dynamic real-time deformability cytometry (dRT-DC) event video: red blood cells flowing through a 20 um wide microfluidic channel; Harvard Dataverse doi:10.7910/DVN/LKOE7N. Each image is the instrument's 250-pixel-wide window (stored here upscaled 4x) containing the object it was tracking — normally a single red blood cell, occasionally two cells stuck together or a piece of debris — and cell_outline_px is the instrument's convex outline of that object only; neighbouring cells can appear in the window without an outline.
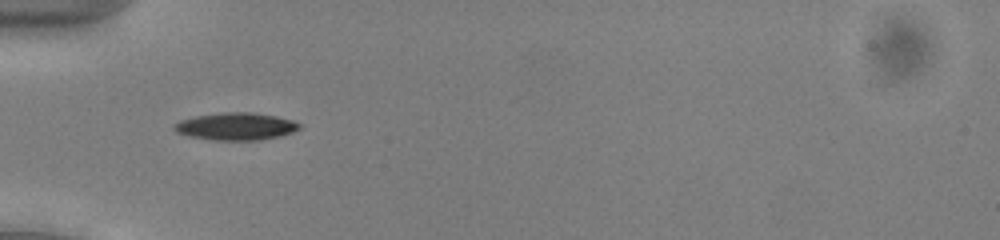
{"species": "common noctule bat (a hibernating species)", "species_latin": "Nyctalus noctula", "temperature_condition": "cold", "stored_images_in_passage": 33, "camera_frame_rate_fps": 3000, "um_per_image_px": 0.085, "animal": {"sex": "male", "body_mass_g": 13.0, "forearm_length_mm": 53.1}, "frame": {"image": 1, "passage_image": 7, "time_ms": 2.0, "image_size_px": [1000, 240], "cell_outline_px": [[300, 128], [292, 132], [280, 136], [260, 140], [216, 140], [188, 136], [176, 132], [172, 128], [172, 124], [180, 120], [196, 116], [224, 112], [252, 112], [276, 116], [292, 120], [300, 124]], "centroid_in_image_um": [20.02, 10.74], "position_along_channel_um": 65.0, "area_um2": 20.0}}
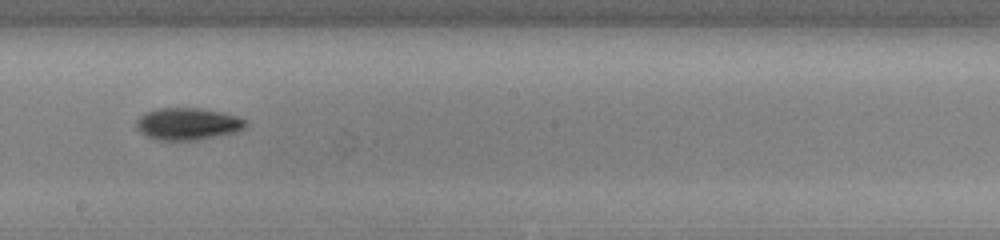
{"frame": {"image": 2, "passage_image": 20, "time_ms": 6.333, "image_size_px": [1000, 240], "cell_outline_px": [[248, 124], [244, 128], [232, 132], [196, 140], [156, 140], [140, 132], [136, 128], [136, 120], [144, 112], [160, 108], [200, 108], [224, 112], [236, 116], [244, 120]], "centroid_in_image_um": [15.91, 10.52], "position_along_channel_um": 232.3, "area_um2": 20.29}}
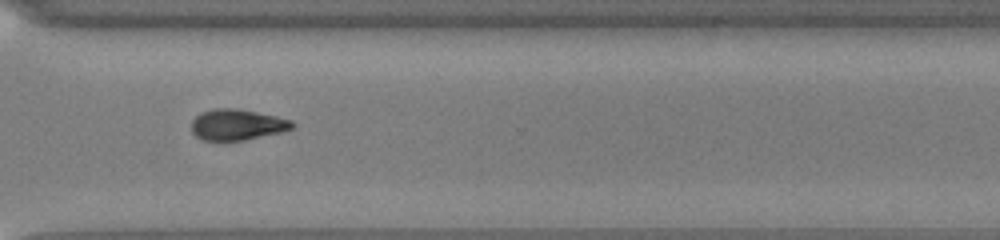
{"frame": {"image": 3, "passage_image": 29, "time_ms": 9.333, "image_size_px": [1000, 240], "cell_outline_px": [[296, 124], [292, 128], [280, 132], [244, 140], [204, 140], [196, 136], [192, 132], [192, 120], [200, 112], [212, 108], [236, 108], [276, 116], [292, 120]], "centroid_in_image_um": [20.14, 10.58], "position_along_channel_um": 350.5, "area_um2": 18.09}, "authors_computed_cell_mechanics": {"area_um2": 19.0162, "velocity_mm_per_s": 3.9453, "shape_relaxation_time_tau1_ms": 1.6556, "shape_relaxation_time_tau2_ms": null, "deformation_change_tau1": 0.1225, "deformation_change_tau2": null}}